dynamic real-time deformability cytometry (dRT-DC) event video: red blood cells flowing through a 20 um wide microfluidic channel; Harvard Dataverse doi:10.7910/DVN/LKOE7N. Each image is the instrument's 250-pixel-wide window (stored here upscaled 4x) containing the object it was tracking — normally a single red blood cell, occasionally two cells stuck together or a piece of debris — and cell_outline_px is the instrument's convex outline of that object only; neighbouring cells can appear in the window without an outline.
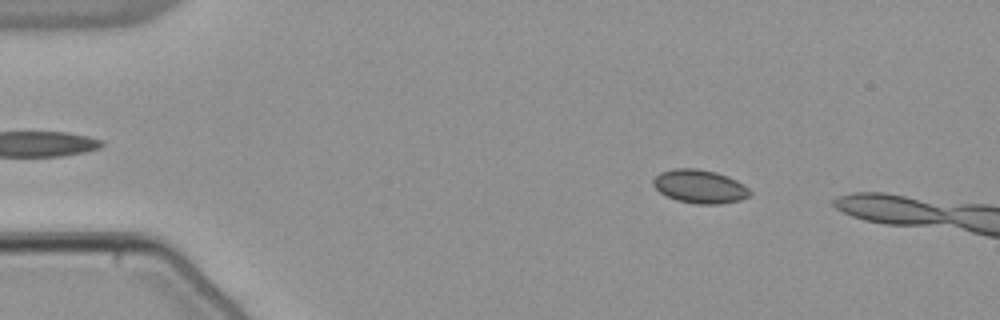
{"species": "common noctule bat (a hibernating species)", "species_latin": "Nyctalus noctula", "temperature_condition": "warm", "stored_images_in_passage": 8, "camera_frame_rate_fps": 3000, "um_per_image_px": 0.085, "animal": {"sex": "male", "body_mass_g": 21.5, "forearm_length_mm": 52.0}, "frame": {"image": 1, "passage_image": 1, "time_ms": 0.0, "image_size_px": [1000, 320], "cell_outline_px": [[752, 196], [740, 200], [720, 204], [696, 204], [676, 200], [660, 192], [652, 184], [652, 180], [660, 172], [676, 168], [696, 168], [716, 172], [728, 176], [744, 184], [752, 192]], "centroid_in_image_um": [59.51, 15.85], "position_along_channel_um": 25.5, "area_um2": 19.02}}